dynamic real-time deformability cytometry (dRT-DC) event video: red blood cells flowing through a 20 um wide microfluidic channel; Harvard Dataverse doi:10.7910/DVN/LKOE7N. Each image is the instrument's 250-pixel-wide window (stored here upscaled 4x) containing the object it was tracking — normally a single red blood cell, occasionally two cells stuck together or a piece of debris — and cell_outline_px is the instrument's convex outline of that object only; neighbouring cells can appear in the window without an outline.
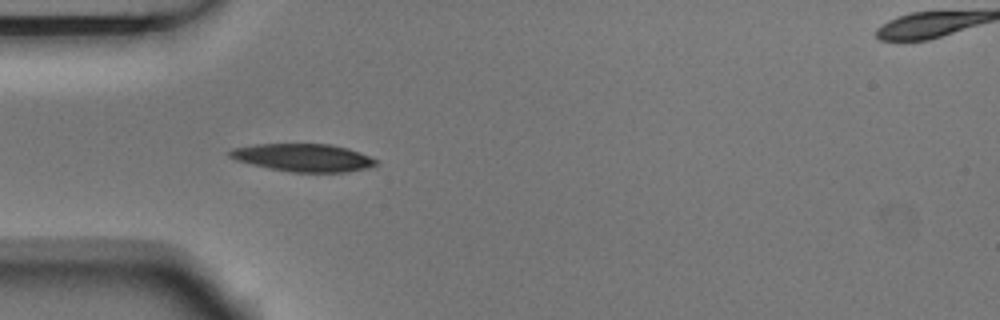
{"species": "Egyptian fruit bat (a non-hibernating species)", "species_latin": "Rousettus aegyptiacus", "temperature_condition": "room temperature", "stored_images_in_passage": 5, "segment_of_instrument_passage": [1, 2], "camera_frame_rate_fps": 3000, "um_per_image_px": 0.085, "animal": {"sex": "male"}, "frame": {"image": 1, "passage_image": 4, "time_ms": 1.0, "image_size_px": [1000, 320], "cell_outline_px": [[376, 164], [364, 168], [348, 172], [292, 172], [252, 164], [236, 160], [228, 156], [228, 152], [232, 148], [256, 144], [332, 144], [348, 148], [360, 152], [376, 160]], "centroid_in_image_um": [25.75, 13.39], "position_along_channel_um": 59.2, "area_um2": 23.41}}